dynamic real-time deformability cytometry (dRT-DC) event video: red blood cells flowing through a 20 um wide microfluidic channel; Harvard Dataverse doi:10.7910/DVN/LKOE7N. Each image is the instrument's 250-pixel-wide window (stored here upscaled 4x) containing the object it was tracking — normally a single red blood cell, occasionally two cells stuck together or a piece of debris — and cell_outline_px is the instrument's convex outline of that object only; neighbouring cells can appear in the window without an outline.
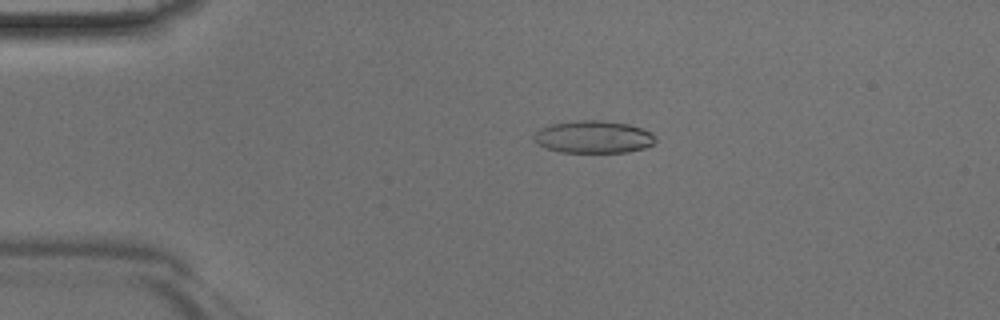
{"species": "Egyptian fruit bat (a non-hibernating species)", "species_latin": "Rousettus aegyptiacus", "temperature_condition": "room temperature", "stored_images_in_passage": 29, "camera_frame_rate_fps": 3000, "um_per_image_px": 0.085, "animal": {"sex": "male"}, "frame": {"image": 1, "passage_image": 9, "time_ms": 2.667, "image_size_px": [1000, 320], "cell_outline_px": [[656, 140], [652, 144], [644, 148], [628, 152], [560, 152], [544, 148], [536, 144], [532, 140], [532, 136], [540, 128], [552, 124], [576, 120], [604, 120], [628, 124], [652, 132], [656, 136]], "centroid_in_image_um": [50.41, 11.64], "position_along_channel_um": 34.6, "area_um2": 23.24}}
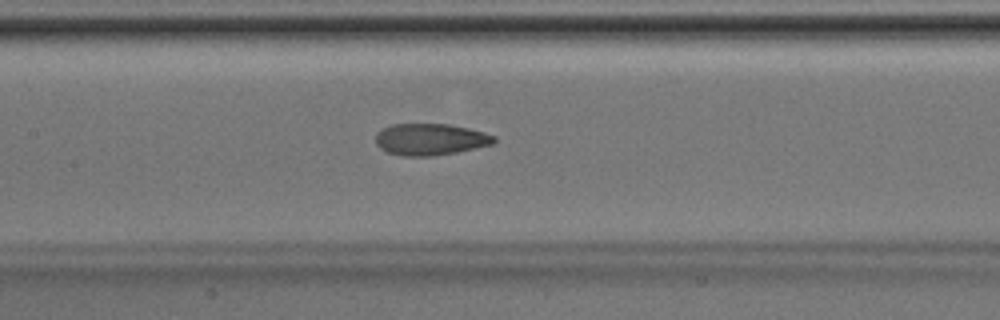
{"frame": {"image": 2, "passage_image": 21, "time_ms": 6.667, "image_size_px": [1000, 320], "cell_outline_px": [[496, 140], [492, 144], [456, 152], [432, 156], [404, 156], [388, 152], [380, 148], [376, 144], [376, 132], [392, 124], [448, 124], [468, 128], [484, 132], [496, 136]], "centroid_in_image_um": [36.57, 11.84], "position_along_channel_um": 170.8, "area_um2": 21.73}}